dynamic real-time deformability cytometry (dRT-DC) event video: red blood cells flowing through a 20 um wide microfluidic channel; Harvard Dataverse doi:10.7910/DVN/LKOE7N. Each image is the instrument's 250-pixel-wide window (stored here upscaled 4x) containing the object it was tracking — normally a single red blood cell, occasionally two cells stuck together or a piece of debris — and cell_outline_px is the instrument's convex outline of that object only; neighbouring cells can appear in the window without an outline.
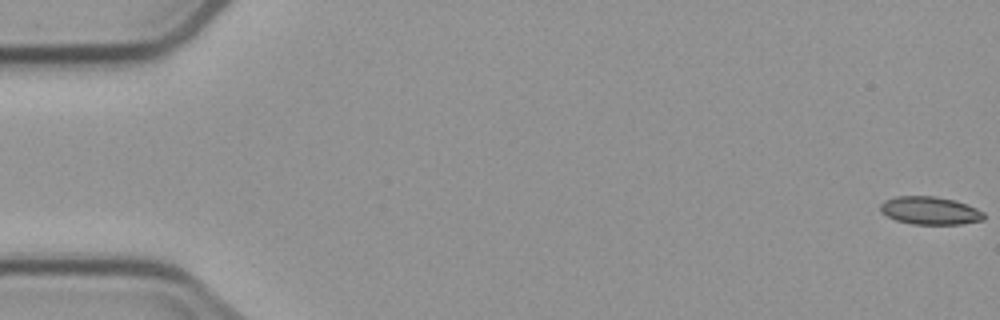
{"species": "common noctule bat (a hibernating species)", "species_latin": "Nyctalus noctula", "temperature_condition": "cold", "stored_images_in_passage": 5, "camera_frame_rate_fps": 3000, "um_per_image_px": 0.085, "animal": {"sex": "male", "body_mass_g": 23.1, "forearm_length_mm": 52.7}, "frame": {"image": 1, "passage_image": 1, "time_ms": 0.0, "image_size_px": [1000, 320], "cell_outline_px": [[984, 220], [960, 224], [912, 224], [896, 220], [880, 212], [880, 204], [884, 200], [896, 196], [936, 196], [952, 200], [976, 208], [984, 212]], "centroid_in_image_um": [79.02, 17.9], "position_along_channel_um": 6.0, "area_um2": 16.76}}